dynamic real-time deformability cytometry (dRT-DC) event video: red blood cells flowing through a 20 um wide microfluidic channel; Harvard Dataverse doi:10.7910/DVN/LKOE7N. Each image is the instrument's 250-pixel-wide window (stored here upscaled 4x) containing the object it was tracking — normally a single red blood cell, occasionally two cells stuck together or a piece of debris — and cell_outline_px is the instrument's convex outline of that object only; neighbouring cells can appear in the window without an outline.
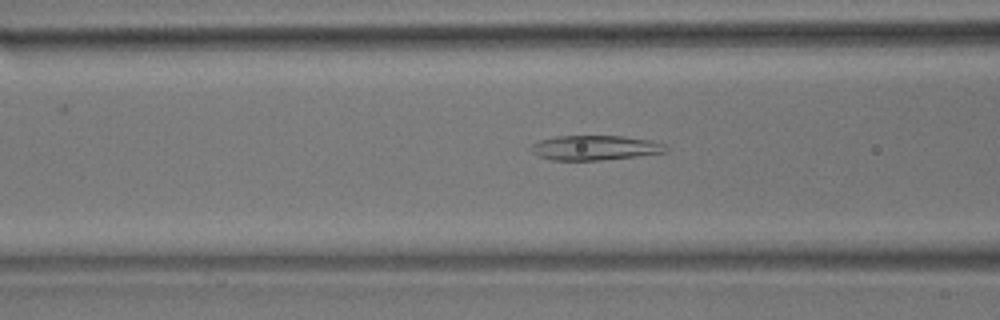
{"species": "common noctule bat (a hibernating species)", "species_latin": "Nyctalus noctula", "temperature_condition": "room temperature", "stored_images_in_passage": 54, "camera_frame_rate_fps": 3000, "um_per_image_px": 0.085, "animal": {"sex": "male", "body_mass_g": 17.9}, "frame": {"image": 1, "passage_image": 21, "time_ms": 6.667, "image_size_px": [1000, 320], "cell_outline_px": [[668, 148], [664, 152], [640, 156], [600, 160], [552, 160], [540, 156], [532, 152], [528, 148], [536, 140], [556, 136], [624, 136], [652, 140], [664, 144]], "centroid_in_image_um": [50.55, 12.55], "position_along_channel_um": 116.1, "area_um2": 19.59}}
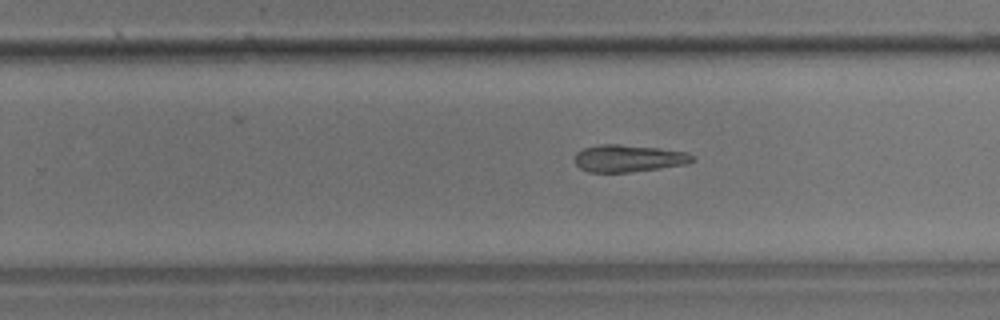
{"frame": {"image": 2, "passage_image": 34, "time_ms": 11.0, "image_size_px": [1000, 320], "cell_outline_px": [[692, 160], [684, 164], [660, 168], [628, 172], [588, 172], [580, 168], [576, 164], [576, 152], [584, 148], [600, 144], [616, 144], [660, 148], [688, 152], [692, 156]], "centroid_in_image_um": [53.39, 13.45], "position_along_channel_um": 276.4, "area_um2": 18.38}}
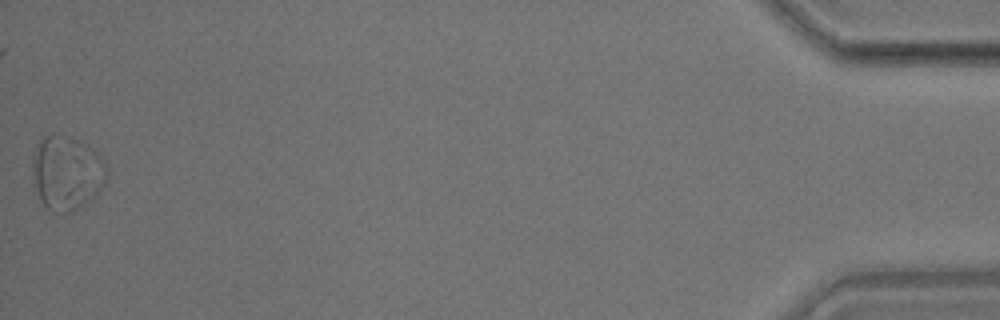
{"frame": {"image": 3, "passage_image": 54, "time_ms": 17.667, "image_size_px": [1000, 320], "cell_outline_px": [[108, 176], [104, 184], [96, 196], [92, 200], [72, 212], [52, 212], [40, 200], [36, 188], [32, 172], [32, 152], [36, 144], [44, 136], [52, 132], [80, 140], [88, 144], [104, 160]], "centroid_in_image_um": [5.67, 14.66], "position_along_channel_um": 429.5, "area_um2": 32.71}, "authors_computed_cell_mechanics": {"area_um2": 21.2415, "velocity_mm_per_s": 3.7055, "shape_relaxation_time_tau1_ms": null, "shape_relaxation_time_tau2_ms": 8.6704, "deformation_change_tau1": null, "deformation_change_tau2": 0.1477}}